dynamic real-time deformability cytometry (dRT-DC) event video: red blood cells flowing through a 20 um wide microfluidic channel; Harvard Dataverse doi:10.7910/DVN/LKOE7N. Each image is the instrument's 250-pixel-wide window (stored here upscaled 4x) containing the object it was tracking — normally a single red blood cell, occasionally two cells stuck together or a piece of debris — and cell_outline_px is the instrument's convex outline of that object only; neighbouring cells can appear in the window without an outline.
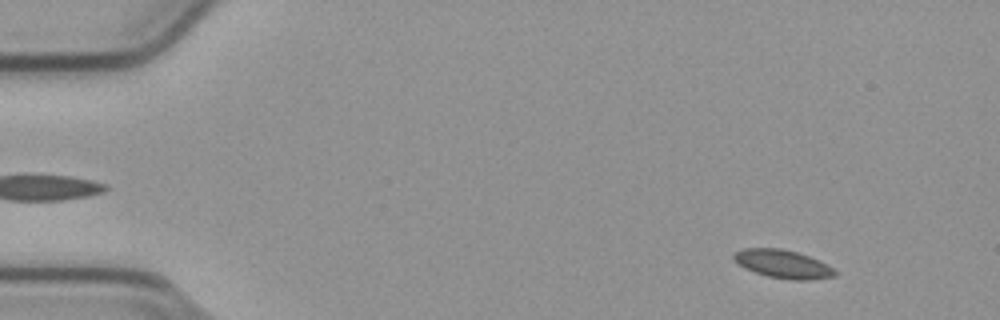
{"species": "common noctule bat (a hibernating species)", "species_latin": "Nyctalus noctula", "temperature_condition": "cold", "stored_images_in_passage": 16, "camera_frame_rate_fps": 3000, "um_per_image_px": 0.085, "animal": {"sex": "male", "body_mass_g": 23.1, "forearm_length_mm": 52.7}, "frame": {"image": 1, "passage_image": 6, "time_ms": 1.667, "image_size_px": [1000, 320], "cell_outline_px": [[836, 276], [812, 280], [792, 280], [768, 276], [744, 268], [732, 260], [732, 252], [744, 248], [780, 248], [796, 252], [820, 260], [832, 268], [836, 272]], "centroid_in_image_um": [66.51, 22.43], "position_along_channel_um": 18.5, "area_um2": 16.76}}